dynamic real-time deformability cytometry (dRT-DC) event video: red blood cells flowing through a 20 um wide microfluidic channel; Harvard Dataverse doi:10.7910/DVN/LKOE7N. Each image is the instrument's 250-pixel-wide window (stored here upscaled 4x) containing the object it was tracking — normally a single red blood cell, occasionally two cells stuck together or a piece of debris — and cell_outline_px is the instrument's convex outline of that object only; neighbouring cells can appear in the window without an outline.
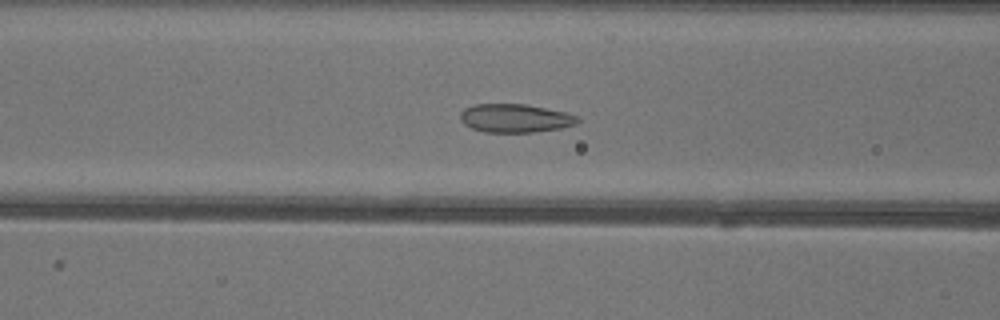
{"species": "common noctule bat (a hibernating species)", "species_latin": "Nyctalus noctula", "temperature_condition": "warm", "stored_images_in_passage": 51, "camera_frame_rate_fps": 3000, "um_per_image_px": 0.085, "animal": {"sex": "female"}, "frame": {"image": 1, "passage_image": 20, "time_ms": 6.333, "image_size_px": [1000, 320], "cell_outline_px": [[580, 120], [576, 124], [560, 128], [536, 132], [484, 132], [472, 128], [464, 124], [460, 120], [460, 112], [464, 108], [472, 104], [524, 104], [564, 112], [576, 116]], "centroid_in_image_um": [43.74, 10.05], "position_along_channel_um": 122.9, "area_um2": 19.42}}
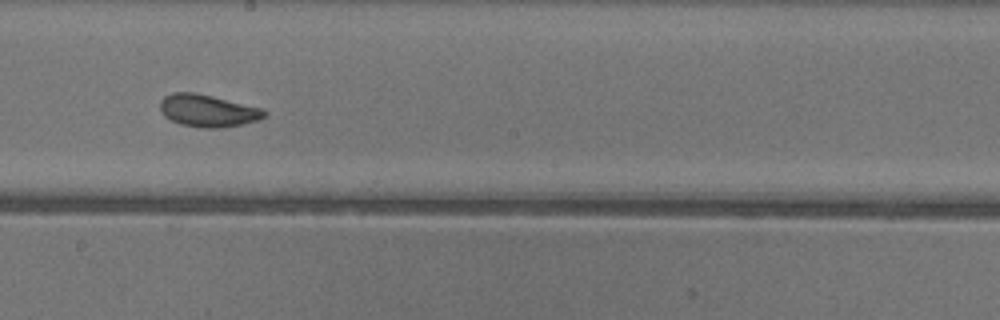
{"frame": {"image": 2, "passage_image": 28, "time_ms": 9.0, "image_size_px": [1000, 320], "cell_outline_px": [[268, 112], [260, 120], [224, 128], [204, 128], [180, 124], [164, 116], [160, 112], [160, 100], [164, 96], [172, 92], [196, 92], [260, 108]], "centroid_in_image_um": [17.63, 9.41], "position_along_channel_um": 230.6, "area_um2": 19.65}}
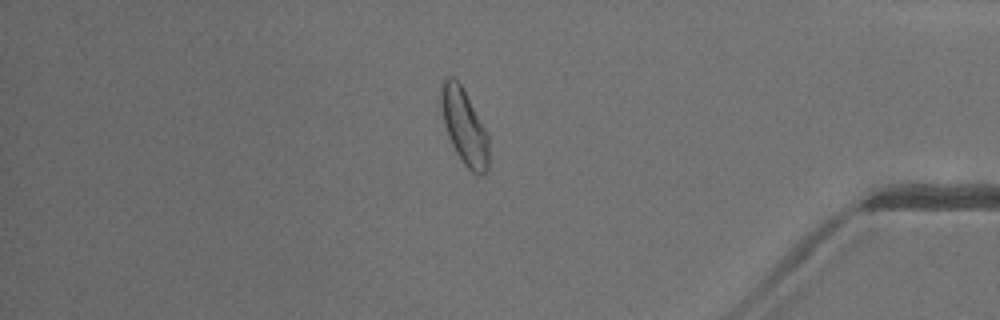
{"frame": {"image": 3, "passage_image": 43, "time_ms": 14.0, "image_size_px": [1000, 320], "cell_outline_px": [[488, 168], [480, 176], [472, 172], [464, 164], [456, 152], [452, 144], [444, 124], [440, 104], [440, 92], [444, 80], [448, 76], [452, 76], [460, 84], [488, 132]], "centroid_in_image_um": [39.46, 10.77], "position_along_channel_um": 395.7, "area_um2": 20.75}, "authors_computed_cell_mechanics": {"area_um2": 20.9236, "velocity_mm_per_s": 4.0431, "shape_relaxation_time_tau1_ms": 3.947, "shape_relaxation_time_tau2_ms": 1.0261, "deformation_change_tau1": 0.0995, "deformation_change_tau2": 0.0524}}